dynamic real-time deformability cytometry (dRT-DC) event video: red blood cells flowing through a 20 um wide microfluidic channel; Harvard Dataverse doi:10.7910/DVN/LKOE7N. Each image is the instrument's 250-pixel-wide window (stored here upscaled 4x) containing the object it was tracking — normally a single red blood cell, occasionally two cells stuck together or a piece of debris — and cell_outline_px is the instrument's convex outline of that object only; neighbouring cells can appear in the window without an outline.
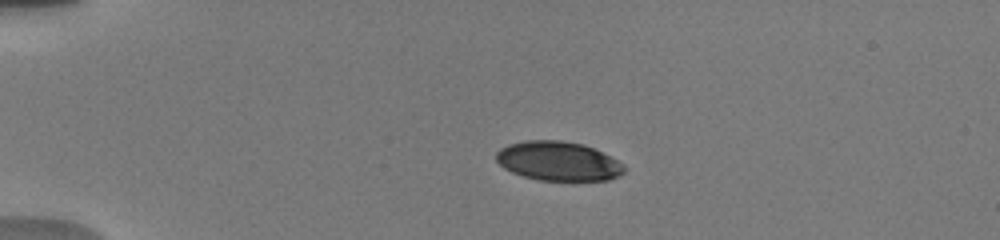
{"species": "human", "species_latin": "Homo sapiens", "temperature_condition": "warm", "stored_images_in_passage": 15, "camera_frame_rate_fps": 3000, "um_per_image_px": 0.085, "donor": {"sex": "male"}, "frame": {"image": 1, "passage_image": 7, "time_ms": 1.667, "image_size_px": [1000, 240], "cell_outline_px": [[624, 172], [620, 176], [608, 180], [540, 180], [524, 176], [512, 172], [504, 168], [496, 160], [496, 152], [500, 148], [508, 144], [528, 140], [560, 140], [584, 144], [624, 164]], "centroid_in_image_um": [47.43, 13.69], "position_along_channel_um": 37.6, "area_um2": 29.07}}
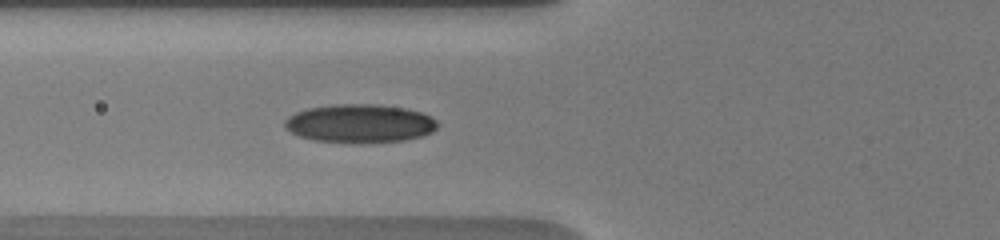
{"frame": {"image": 2, "passage_image": 15, "time_ms": 4.667, "image_size_px": [1000, 240], "cell_outline_px": [[440, 124], [432, 132], [424, 136], [404, 140], [312, 140], [300, 136], [284, 128], [284, 120], [288, 116], [296, 112], [308, 108], [340, 104], [376, 104], [404, 108], [420, 112], [436, 120]], "centroid_in_image_um": [30.58, 10.45], "position_along_channel_um": 95.2, "area_um2": 33.18}}